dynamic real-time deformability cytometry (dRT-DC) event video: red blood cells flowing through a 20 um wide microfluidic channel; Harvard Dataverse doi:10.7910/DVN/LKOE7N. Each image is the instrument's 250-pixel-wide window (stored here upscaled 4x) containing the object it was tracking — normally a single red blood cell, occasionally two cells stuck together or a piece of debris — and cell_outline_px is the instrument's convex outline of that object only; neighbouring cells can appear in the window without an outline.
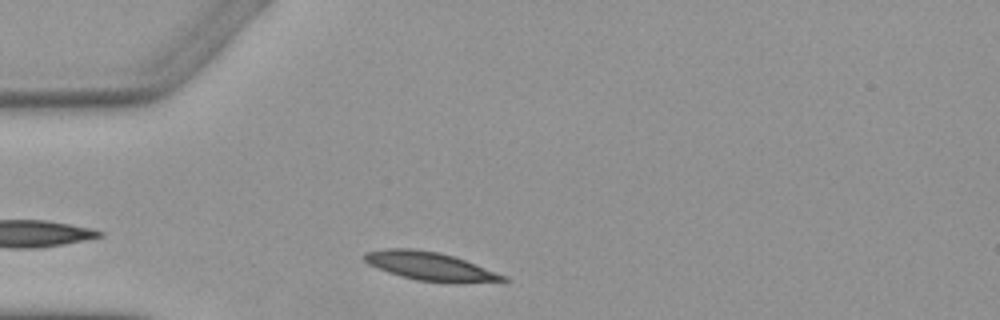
{"species": "Egyptian fruit bat (a non-hibernating species)", "species_latin": "Rousettus aegyptiacus", "temperature_condition": "warm", "stored_images_in_passage": 1, "camera_frame_rate_fps": 3000, "um_per_image_px": 0.085, "animal": {"sex": "female"}, "frame": {"image": 1, "passage_image": 1, "time_ms": 0.0, "image_size_px": [1000, 320], "cell_outline_px": [[508, 280], [460, 284], [448, 284], [416, 280], [400, 276], [388, 272], [368, 264], [364, 260], [364, 252], [388, 248], [412, 248], [440, 252], [464, 260], [508, 276]], "centroid_in_image_um": [36.57, 22.65], "position_along_channel_um": 48.4, "area_um2": 23.29}}